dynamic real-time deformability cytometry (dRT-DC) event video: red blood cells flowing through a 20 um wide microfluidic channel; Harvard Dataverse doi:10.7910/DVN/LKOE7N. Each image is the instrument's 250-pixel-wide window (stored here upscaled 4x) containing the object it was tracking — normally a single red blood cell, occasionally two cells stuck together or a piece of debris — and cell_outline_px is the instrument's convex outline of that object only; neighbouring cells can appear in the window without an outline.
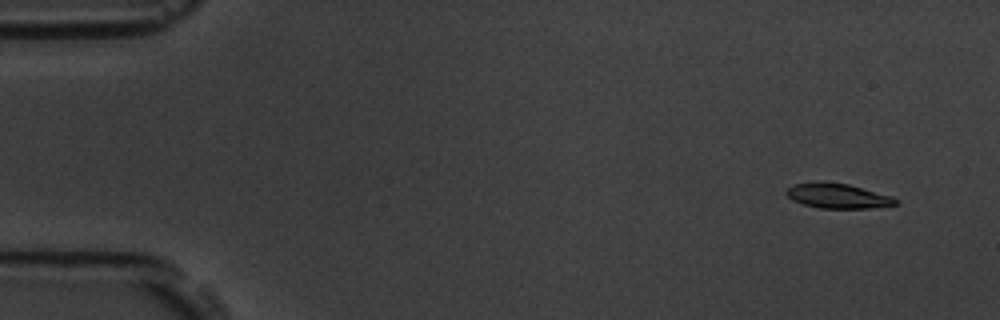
{"species": "common noctule bat (a hibernating species)", "species_latin": "Nyctalus noctula", "temperature_condition": "room temperature", "stored_images_in_passage": 7, "camera_frame_rate_fps": 3000, "um_per_image_px": 0.085, "animal": {"sex": "male", "body_mass_g": 19.5, "forearm_length_mm": 54.6}, "frame": {"image": 1, "passage_image": 2, "time_ms": 1.0, "image_size_px": [1000, 320], "cell_outline_px": [[896, 204], [868, 208], [820, 208], [804, 204], [792, 200], [784, 192], [792, 184], [816, 180], [824, 180], [848, 184], [892, 196], [896, 200]], "centroid_in_image_um": [71.12, 16.61], "position_along_channel_um": 13.9, "area_um2": 15.95}}
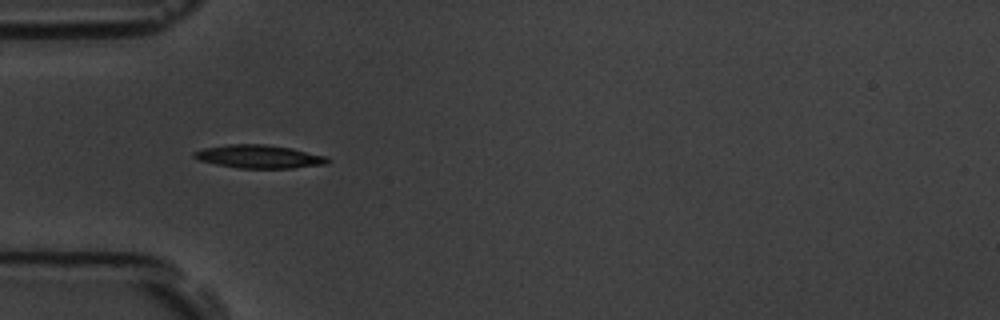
{"frame": {"image": 2, "passage_image": 6, "time_ms": 5.667, "image_size_px": [1000, 320], "cell_outline_px": [[328, 164], [292, 168], [240, 168], [216, 164], [200, 160], [192, 156], [192, 152], [204, 148], [228, 144], [264, 144], [292, 148], [328, 156]], "centroid_in_image_um": [22.04, 13.3], "position_along_channel_um": 63.0, "area_um2": 18.09}}
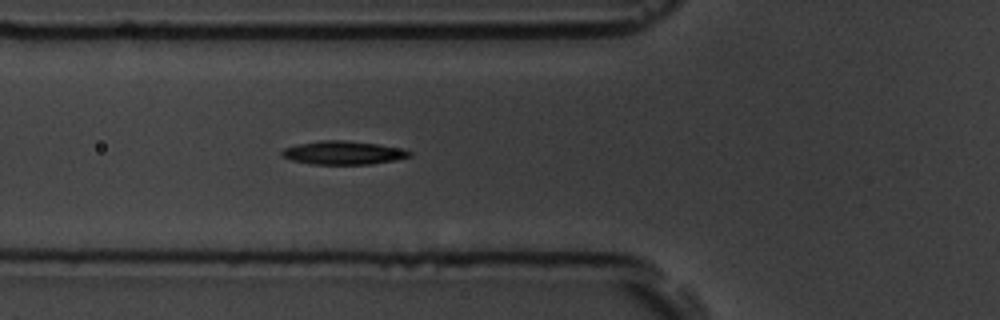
{"frame": {"image": 3, "passage_image": 7, "time_ms": 6.667, "image_size_px": [1000, 320], "cell_outline_px": [[412, 156], [396, 160], [372, 164], [312, 164], [292, 160], [280, 156], [280, 152], [284, 148], [296, 144], [320, 140], [344, 140], [376, 144], [404, 148], [412, 152]], "centroid_in_image_um": [29.18, 12.98], "position_along_channel_um": 96.6, "area_um2": 17.63}}